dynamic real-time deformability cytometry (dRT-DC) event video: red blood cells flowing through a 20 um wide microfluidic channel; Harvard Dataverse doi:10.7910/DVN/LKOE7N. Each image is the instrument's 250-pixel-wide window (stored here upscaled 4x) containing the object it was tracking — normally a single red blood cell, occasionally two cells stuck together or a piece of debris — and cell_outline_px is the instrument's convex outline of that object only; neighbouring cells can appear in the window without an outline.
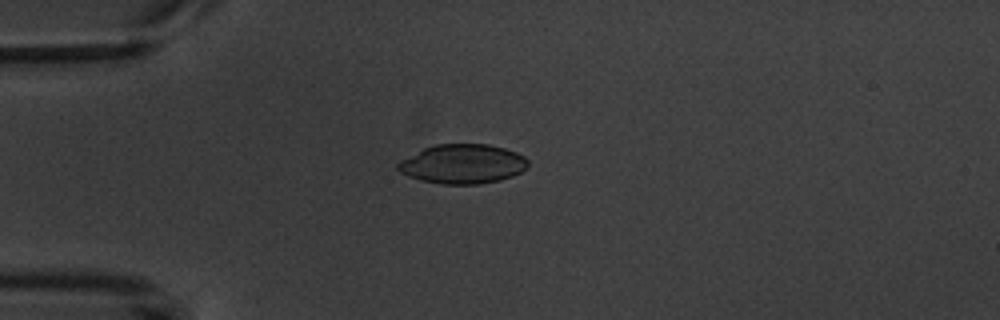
{"species": "common noctule bat (a hibernating species)", "species_latin": "Nyctalus noctula", "temperature_condition": "warm", "stored_images_in_passage": 4, "camera_frame_rate_fps": 3000, "um_per_image_px": 0.085, "animal": {"sex": "male", "body_mass_g": 20.1, "forearm_length_mm": 53.5}, "frame": {"image": 1, "passage_image": 3, "time_ms": 2.333, "image_size_px": [1000, 320], "cell_outline_px": [[528, 168], [512, 176], [500, 180], [480, 184], [444, 184], [420, 180], [408, 176], [400, 172], [396, 168], [396, 164], [400, 160], [424, 148], [436, 144], [488, 144], [504, 148], [516, 152], [524, 156], [528, 160]], "centroid_in_image_um": [39.33, 13.94], "position_along_channel_um": 45.7, "area_um2": 29.94}}